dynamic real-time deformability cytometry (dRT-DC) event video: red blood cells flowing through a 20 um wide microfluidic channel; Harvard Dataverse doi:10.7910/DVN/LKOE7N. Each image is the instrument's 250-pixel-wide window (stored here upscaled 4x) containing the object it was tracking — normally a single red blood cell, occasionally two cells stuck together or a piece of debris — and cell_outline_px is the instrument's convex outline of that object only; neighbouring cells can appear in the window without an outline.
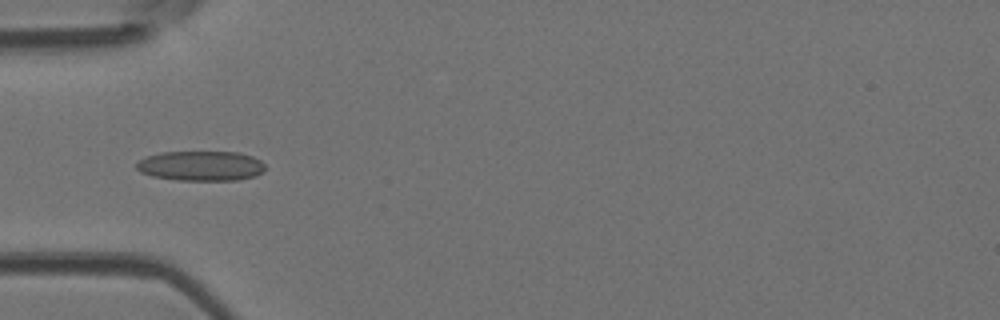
{"species": "Egyptian fruit bat (a non-hibernating species)", "species_latin": "Rousettus aegyptiacus", "temperature_condition": "room temperature", "stored_images_in_passage": 5, "camera_frame_rate_fps": 3000, "um_per_image_px": 0.085, "animal": {"sex": "female"}, "frame": {"image": 1, "passage_image": 4, "time_ms": 1.0, "image_size_px": [1000, 320], "cell_outline_px": [[264, 172], [256, 176], [236, 180], [176, 180], [152, 176], [140, 172], [136, 168], [136, 164], [140, 160], [148, 156], [160, 152], [240, 152], [252, 156], [260, 160], [264, 164]], "centroid_in_image_um": [17.09, 14.1], "position_along_channel_um": 67.9, "area_um2": 22.48}}
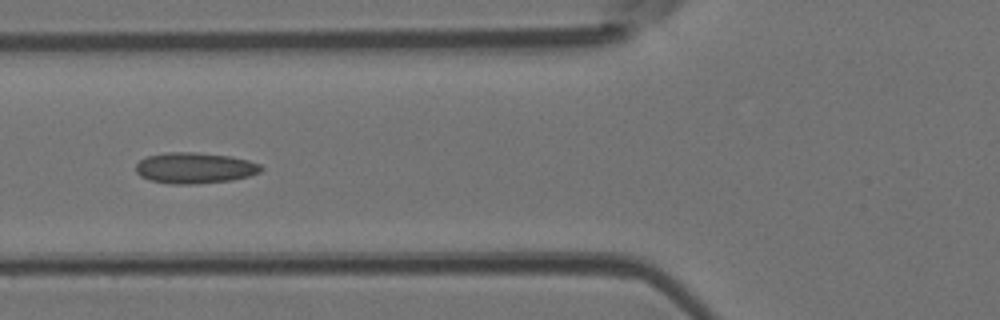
{"frame": {"image": 2, "passage_image": 5, "time_ms": 1.333, "image_size_px": [1000, 320], "cell_outline_px": [[264, 168], [260, 172], [248, 176], [232, 180], [192, 184], [172, 184], [148, 180], [140, 176], [136, 172], [136, 164], [140, 160], [148, 156], [168, 152], [192, 152], [232, 156], [248, 160], [260, 164]], "centroid_in_image_um": [16.55, 14.28], "position_along_channel_um": 109.2, "area_um2": 22.6}}